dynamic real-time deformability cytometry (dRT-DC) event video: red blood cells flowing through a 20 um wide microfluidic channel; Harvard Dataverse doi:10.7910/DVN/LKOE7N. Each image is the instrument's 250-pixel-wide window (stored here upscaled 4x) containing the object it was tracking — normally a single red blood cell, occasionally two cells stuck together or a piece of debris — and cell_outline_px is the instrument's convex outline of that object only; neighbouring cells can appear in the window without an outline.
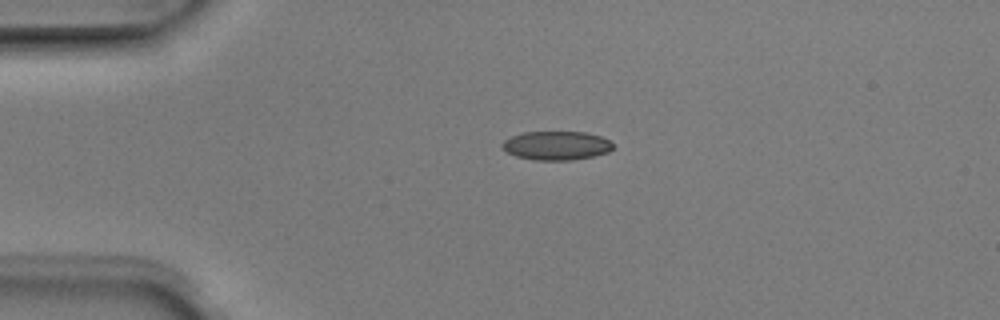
{"species": "Egyptian fruit bat (a non-hibernating species)", "species_latin": "Rousettus aegyptiacus", "temperature_condition": "room temperature", "stored_images_in_passage": 3, "camera_frame_rate_fps": 3000, "um_per_image_px": 0.085, "animal": {"sex": "male"}, "frame": {"image": 1, "passage_image": 3, "time_ms": 0.667, "image_size_px": [1000, 320], "cell_outline_px": [[612, 148], [608, 152], [592, 156], [572, 160], [536, 160], [516, 156], [508, 152], [500, 144], [504, 140], [512, 136], [524, 132], [584, 132], [600, 136], [608, 140], [612, 144]], "centroid_in_image_um": [47.28, 12.37], "position_along_channel_um": 37.7, "area_um2": 18.38}}